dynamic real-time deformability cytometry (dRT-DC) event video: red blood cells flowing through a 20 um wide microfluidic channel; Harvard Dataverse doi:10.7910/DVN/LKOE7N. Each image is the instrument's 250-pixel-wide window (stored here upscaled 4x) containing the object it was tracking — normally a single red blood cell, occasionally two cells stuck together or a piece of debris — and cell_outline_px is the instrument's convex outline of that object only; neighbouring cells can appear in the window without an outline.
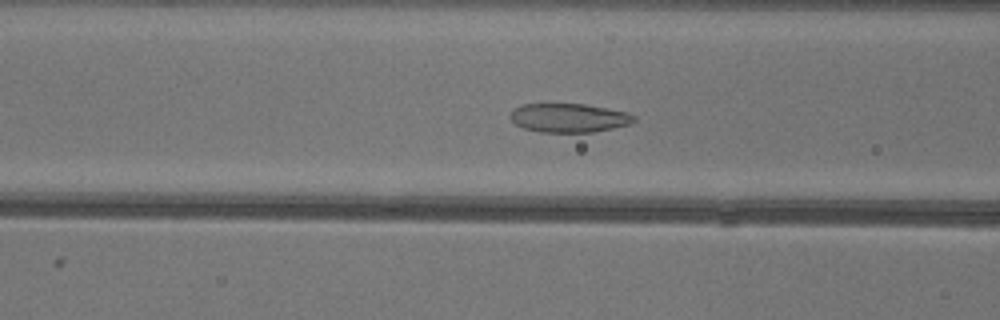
{"species": "common noctule bat (a hibernating species)", "species_latin": "Nyctalus noctula", "temperature_condition": "warm", "stored_images_in_passage": 50, "camera_frame_rate_fps": 3000, "um_per_image_px": 0.085, "animal": {"sex": "female"}, "frame": {"image": 1, "passage_image": 19, "time_ms": 6.0, "image_size_px": [1000, 320], "cell_outline_px": [[636, 120], [628, 124], [612, 128], [592, 132], [540, 132], [524, 128], [516, 124], [508, 116], [520, 104], [584, 104], [628, 112], [636, 116]], "centroid_in_image_um": [48.35, 10.01], "position_along_channel_um": 118.2, "area_um2": 20.69}}
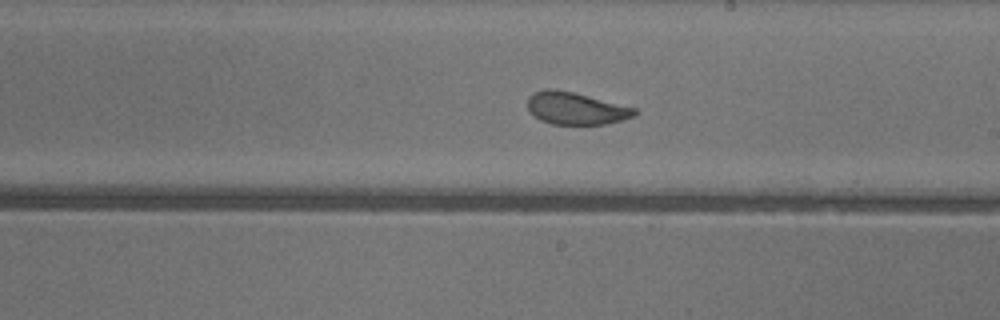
{"frame": {"image": 2, "passage_image": 28, "time_ms": 9.0, "image_size_px": [1000, 320], "cell_outline_px": [[640, 112], [636, 116], [604, 124], [552, 124], [540, 120], [528, 108], [528, 96], [532, 92], [544, 88], [556, 88], [636, 108]], "centroid_in_image_um": [48.94, 9.2], "position_along_channel_um": 240.1, "area_um2": 20.11}}
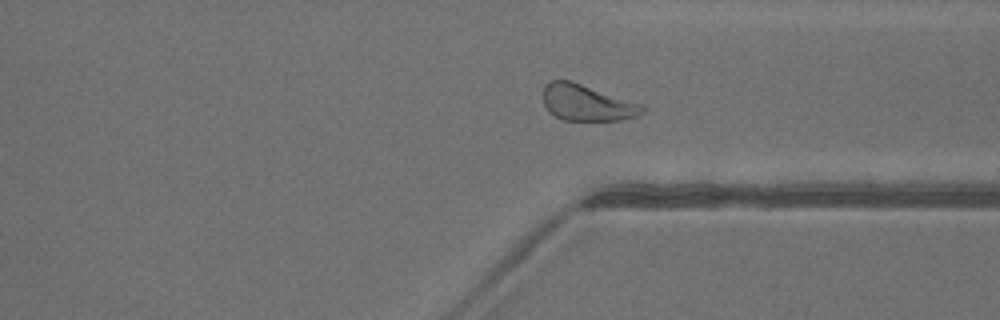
{"frame": {"image": 3, "passage_image": 37, "time_ms": 12.0, "image_size_px": [1000, 320], "cell_outline_px": [[644, 112], [636, 116], [620, 120], [564, 120], [548, 112], [544, 104], [544, 88], [552, 80], [572, 80], [644, 104]], "centroid_in_image_um": [49.92, 8.73], "position_along_channel_um": 361.5, "area_um2": 21.04}, "authors_computed_cell_mechanics": {"area_um2": 22.7732, "velocity_mm_per_s": 4.0524, "shape_relaxation_time_tau1_ms": 3.4766, "shape_relaxation_time_tau2_ms": 0.9821, "deformation_change_tau1": 0.1154, "deformation_change_tau2": 0.0675}}